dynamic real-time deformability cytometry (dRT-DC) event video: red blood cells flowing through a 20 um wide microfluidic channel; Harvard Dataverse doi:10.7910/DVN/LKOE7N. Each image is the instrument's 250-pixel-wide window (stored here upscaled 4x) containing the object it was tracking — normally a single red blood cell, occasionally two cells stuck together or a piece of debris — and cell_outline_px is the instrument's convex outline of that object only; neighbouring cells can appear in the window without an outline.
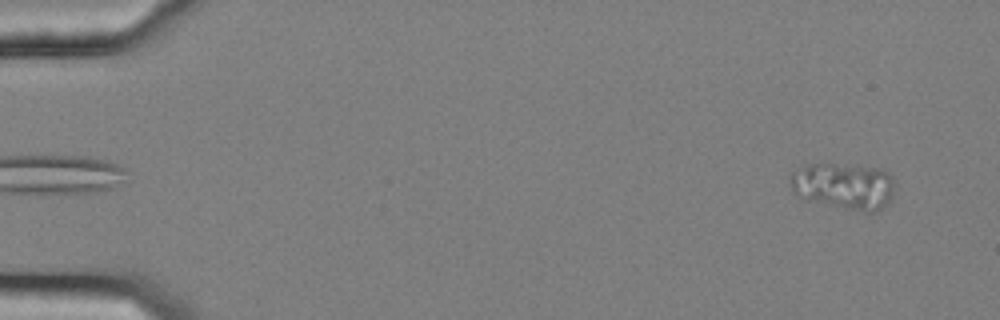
{"species": "common noctule bat (a hibernating species)", "species_latin": "Nyctalus noctula", "temperature_condition": "cold", "stored_images_in_passage": 23, "camera_frame_rate_fps": 3000, "um_per_image_px": 0.085, "animal": {"sex": "female", "body_mass_g": 25.1}, "frame": {"image": 1, "passage_image": 4, "time_ms": 1.0, "image_size_px": [1000, 320], "cell_outline_px": [[892, 188], [888, 200], [876, 212], [868, 212], [808, 200], [792, 192], [788, 184], [788, 180], [792, 172], [808, 164], [832, 164], [880, 168], [888, 172], [892, 176]], "centroid_in_image_um": [71.65, 15.79], "position_along_channel_um": 13.3, "area_um2": 27.74}}
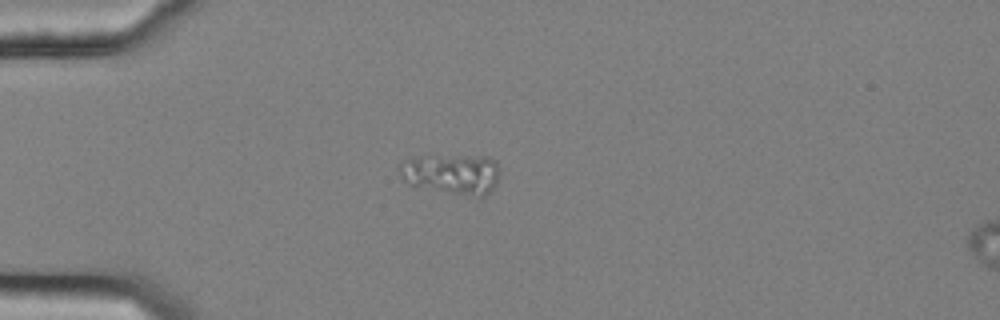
{"frame": {"image": 2, "passage_image": 16, "time_ms": 5.0, "image_size_px": [1000, 320], "cell_outline_px": [[500, 176], [496, 184], [480, 200], [408, 184], [404, 180], [396, 168], [400, 164], [412, 160], [460, 156], [488, 156], [496, 160]], "centroid_in_image_um": [38.52, 14.86], "position_along_channel_um": 46.5, "area_um2": 23.41}}